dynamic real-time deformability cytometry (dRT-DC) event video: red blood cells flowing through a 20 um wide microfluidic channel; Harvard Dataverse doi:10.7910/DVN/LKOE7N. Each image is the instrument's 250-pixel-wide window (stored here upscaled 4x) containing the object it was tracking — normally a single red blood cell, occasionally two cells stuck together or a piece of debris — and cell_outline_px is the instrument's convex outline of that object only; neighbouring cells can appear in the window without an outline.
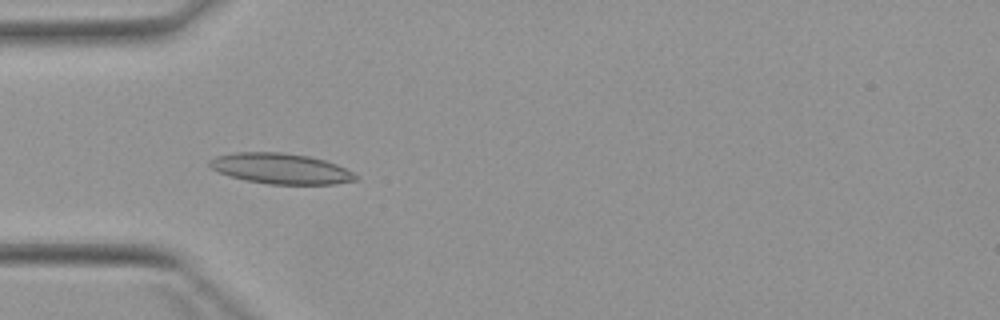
{"species": "Egyptian fruit bat (a non-hibernating species)", "species_latin": "Rousettus aegyptiacus", "temperature_condition": "warm", "stored_images_in_passage": 5, "camera_frame_rate_fps": 3000, "um_per_image_px": 0.085, "animal": {"sex": "female"}, "frame": {"image": 1, "passage_image": 4, "time_ms": 3.667, "image_size_px": [1000, 320], "cell_outline_px": [[360, 176], [356, 180], [336, 184], [268, 184], [244, 180], [220, 172], [212, 168], [208, 164], [208, 160], [216, 156], [232, 152], [280, 152], [308, 156], [324, 160], [336, 164]], "centroid_in_image_um": [23.86, 14.33], "position_along_channel_um": 61.1, "area_um2": 25.95}}
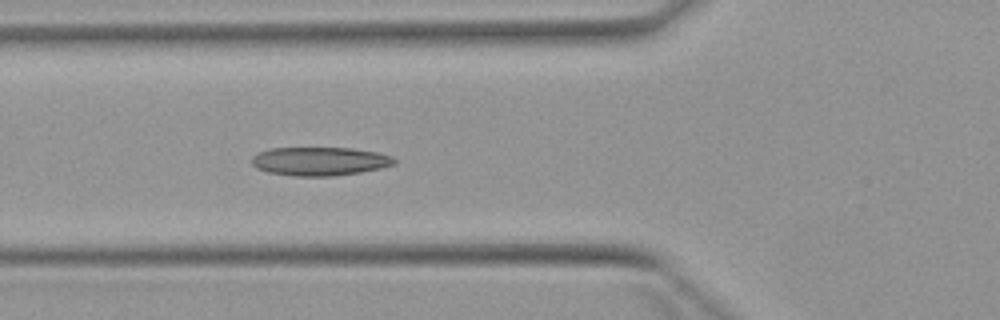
{"frame": {"image": 2, "passage_image": 5, "time_ms": 4.667, "image_size_px": [1000, 320], "cell_outline_px": [[396, 164], [380, 168], [360, 172], [332, 176], [296, 176], [268, 172], [256, 168], [252, 164], [252, 156], [260, 152], [272, 148], [352, 148], [376, 152], [392, 156], [396, 160]], "centroid_in_image_um": [27.19, 13.71], "position_along_channel_um": 98.6, "area_um2": 23.64}}